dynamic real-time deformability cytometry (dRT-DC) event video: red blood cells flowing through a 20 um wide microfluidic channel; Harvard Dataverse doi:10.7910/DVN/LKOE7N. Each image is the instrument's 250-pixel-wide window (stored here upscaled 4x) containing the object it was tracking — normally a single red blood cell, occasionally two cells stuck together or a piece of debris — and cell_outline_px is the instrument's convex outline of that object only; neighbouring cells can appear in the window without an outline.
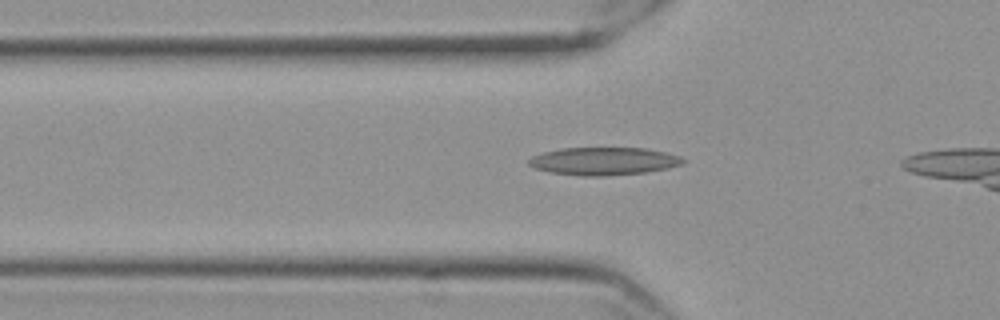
{"species": "Egyptian fruit bat (a non-hibernating species)", "species_latin": "Rousettus aegyptiacus", "temperature_condition": "cold", "stored_images_in_passage": 20, "camera_frame_rate_fps": 3000, "um_per_image_px": 0.085, "frame": {"image": 1, "passage_image": 7, "time_ms": 2.0, "image_size_px": [1000, 320], "cell_outline_px": [[684, 160], [680, 164], [668, 168], [644, 172], [604, 176], [584, 176], [552, 172], [536, 168], [528, 164], [528, 160], [532, 156], [544, 152], [560, 148], [644, 148], [664, 152], [680, 156]], "centroid_in_image_um": [51.29, 13.69], "position_along_channel_um": 74.5, "area_um2": 24.62}}
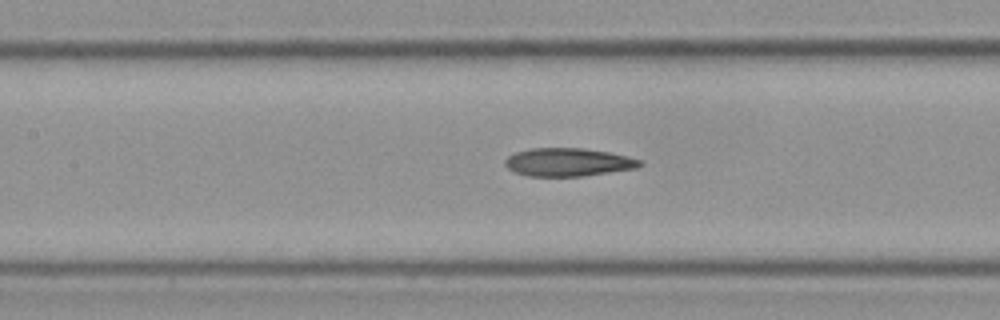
{"frame": {"image": 2, "passage_image": 14, "time_ms": 4.333, "image_size_px": [1000, 320], "cell_outline_px": [[644, 164], [636, 168], [584, 176], [528, 176], [512, 172], [504, 164], [504, 160], [508, 156], [516, 152], [532, 148], [584, 148], [608, 152], [640, 160]], "centroid_in_image_um": [48.24, 13.79], "position_along_channel_um": 159.2, "area_um2": 22.08}}
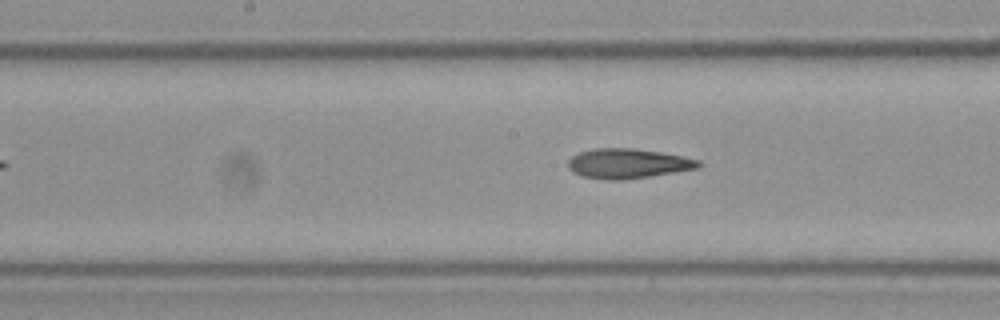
{"frame": {"image": 3, "passage_image": 17, "time_ms": 5.333, "image_size_px": [1000, 320], "cell_outline_px": [[700, 168], [624, 180], [604, 180], [584, 176], [572, 172], [568, 168], [568, 160], [572, 156], [580, 152], [596, 148], [632, 148], [660, 152], [700, 160]], "centroid_in_image_um": [53.35, 13.9], "position_along_channel_um": 194.9, "area_um2": 22.54}}